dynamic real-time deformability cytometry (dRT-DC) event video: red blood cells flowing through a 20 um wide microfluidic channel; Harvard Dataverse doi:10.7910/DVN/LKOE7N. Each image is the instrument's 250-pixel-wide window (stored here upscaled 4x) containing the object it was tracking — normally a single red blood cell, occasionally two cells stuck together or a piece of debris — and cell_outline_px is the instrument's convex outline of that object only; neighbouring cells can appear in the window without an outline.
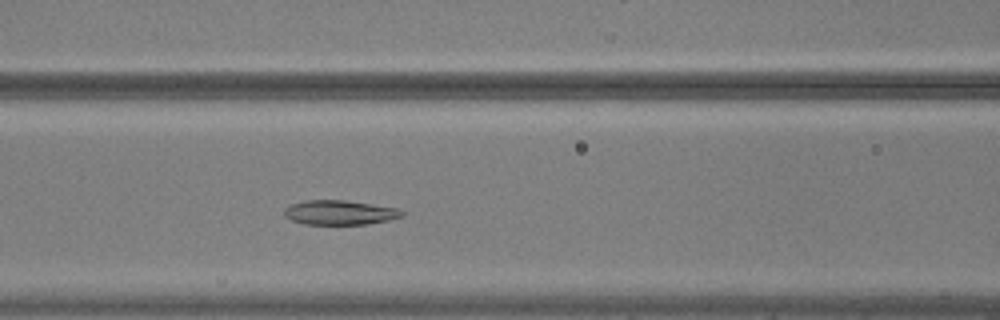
{"species": "common noctule bat (a hibernating species)", "species_latin": "Nyctalus noctula", "temperature_condition": "warm", "stored_images_in_passage": 48, "camera_frame_rate_fps": 3000, "um_per_image_px": 0.085, "animal": {"sex": "male", "body_mass_g": 20.5, "forearm_length_mm": 52.5}, "frame": {"image": 1, "passage_image": 17, "time_ms": 5.333, "image_size_px": [1000, 320], "cell_outline_px": [[404, 216], [388, 220], [364, 224], [304, 224], [292, 220], [284, 216], [284, 208], [292, 204], [308, 200], [344, 200], [400, 208], [404, 212]], "centroid_in_image_um": [28.89, 18.06], "position_along_channel_um": 137.7, "area_um2": 16.76}}
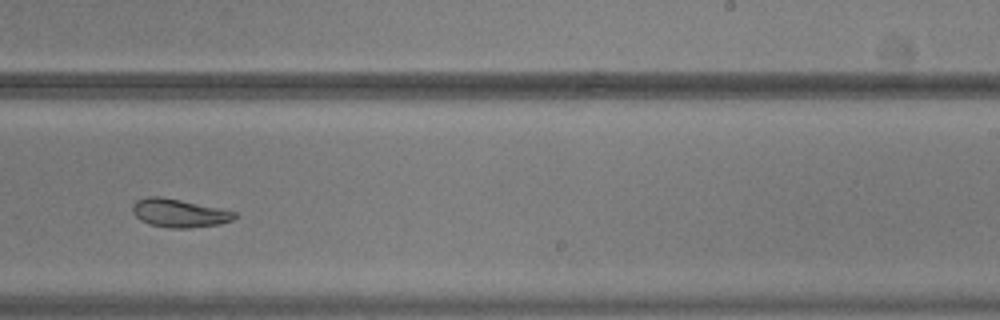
{"frame": {"image": 2, "passage_image": 28, "time_ms": 9.0, "image_size_px": [1000, 320], "cell_outline_px": [[240, 216], [232, 220], [220, 224], [188, 228], [168, 228], [148, 224], [140, 220], [132, 212], [132, 204], [136, 200], [148, 196], [160, 196], [220, 208], [236, 212]], "centroid_in_image_um": [15.22, 18.11], "position_along_channel_um": 273.8, "area_um2": 16.99}}
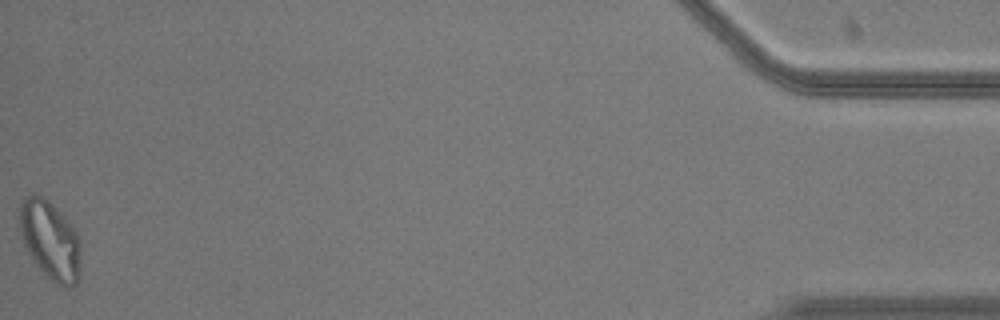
{"frame": {"image": 3, "passage_image": 48, "time_ms": 15.667, "image_size_px": [1000, 320], "cell_outline_px": [[80, 272], [76, 284], [68, 288], [48, 280], [32, 260], [20, 236], [20, 204], [24, 196], [32, 192], [48, 200], [76, 228], [80, 240]], "centroid_in_image_um": [4.27, 20.43], "position_along_channel_um": 430.9, "area_um2": 28.61}, "authors_computed_cell_mechanics": {"area_um2": 19.7676, "velocity_mm_per_s": 3.7173, "shape_relaxation_time_tau1_ms": null, "shape_relaxation_time_tau2_ms": 8.3304, "deformation_change_tau1": null, "deformation_change_tau2": 0.1252}}